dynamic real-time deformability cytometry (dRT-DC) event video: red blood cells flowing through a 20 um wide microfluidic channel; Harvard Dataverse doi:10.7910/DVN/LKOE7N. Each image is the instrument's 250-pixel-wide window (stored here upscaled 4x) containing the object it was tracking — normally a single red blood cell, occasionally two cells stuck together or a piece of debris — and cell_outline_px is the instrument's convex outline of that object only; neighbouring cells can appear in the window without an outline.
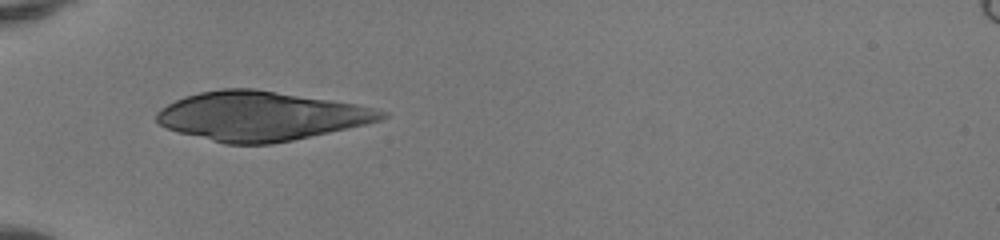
{"species": "human", "species_latin": "Homo sapiens", "temperature_condition": "room temperature", "stored_images_in_passage": 33, "camera_frame_rate_fps": 3000, "um_per_image_px": 0.085, "donor": {"sex": "female"}, "frame": {"image": 1, "passage_image": 1, "time_ms": 0.0, "image_size_px": [1000, 240], "cell_outline_px": [[388, 116], [380, 120], [348, 128], [292, 140], [272, 144], [224, 144], [164, 128], [156, 120], [156, 112], [160, 108], [184, 96], [200, 92], [220, 88], [256, 88], [332, 100], [356, 104], [376, 108], [388, 112]], "centroid_in_image_um": [22.15, 9.85], "position_along_channel_um": 62.9, "area_um2": 64.5}}